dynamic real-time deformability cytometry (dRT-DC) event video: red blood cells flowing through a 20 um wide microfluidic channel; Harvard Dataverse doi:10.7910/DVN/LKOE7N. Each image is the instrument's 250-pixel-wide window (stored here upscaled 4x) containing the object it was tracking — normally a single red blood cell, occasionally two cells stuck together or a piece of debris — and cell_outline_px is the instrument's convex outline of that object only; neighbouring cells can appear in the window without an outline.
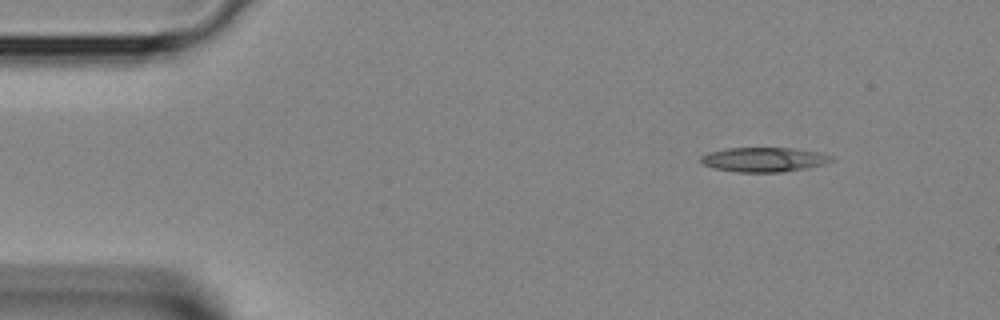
{"species": "Egyptian fruit bat (a non-hibernating species)", "species_latin": "Rousettus aegyptiacus", "temperature_condition": "room temperature", "stored_images_in_passage": 3, "camera_frame_rate_fps": 3000, "um_per_image_px": 0.085, "animal": {"sex": "female"}, "frame": {"image": 1, "passage_image": 1, "time_ms": 0.0, "image_size_px": [1000, 320], "cell_outline_px": [[836, 160], [824, 164], [804, 168], [780, 172], [736, 172], [712, 168], [704, 164], [700, 160], [700, 156], [708, 152], [728, 148], [792, 148], [820, 152], [832, 156]], "centroid_in_image_um": [64.93, 13.56], "position_along_channel_um": 20.1, "area_um2": 18.67}}
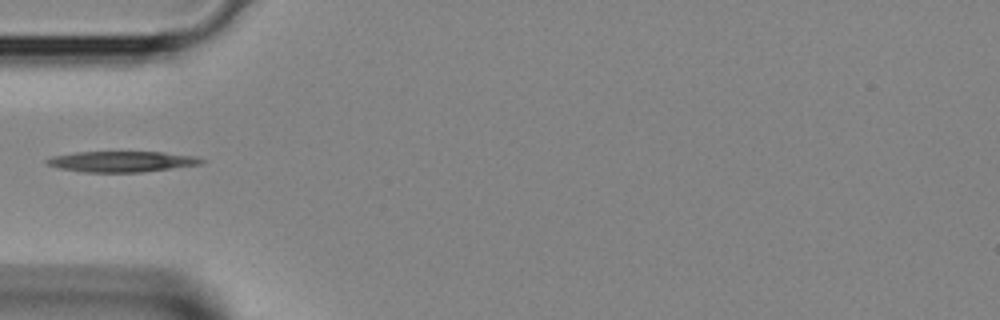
{"frame": {"image": 2, "passage_image": 3, "time_ms": 0.667, "image_size_px": [1000, 320], "cell_outline_px": [[204, 160], [200, 164], [144, 172], [84, 172], [60, 168], [48, 164], [44, 160], [52, 156], [76, 152], [164, 152], [196, 156]], "centroid_in_image_um": [10.34, 13.73], "position_along_channel_um": 74.7, "area_um2": 18.55}}